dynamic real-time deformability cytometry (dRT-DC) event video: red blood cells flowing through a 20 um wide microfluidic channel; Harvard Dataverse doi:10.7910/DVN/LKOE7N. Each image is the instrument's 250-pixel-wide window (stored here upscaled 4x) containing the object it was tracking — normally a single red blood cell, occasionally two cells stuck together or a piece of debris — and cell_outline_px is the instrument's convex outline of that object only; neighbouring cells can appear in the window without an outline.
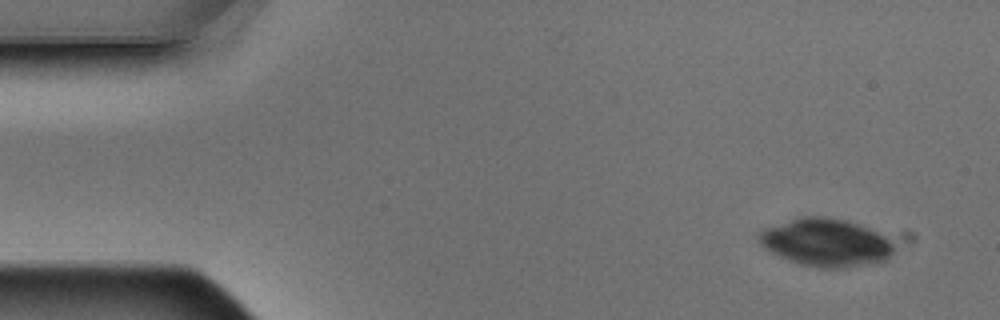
{"species": "Egyptian fruit bat (a non-hibernating species)", "species_latin": "Rousettus aegyptiacus", "temperature_condition": "warm", "stored_images_in_passage": 5, "camera_frame_rate_fps": 3000, "um_per_image_px": 0.085, "animal": {"sex": "male"}, "frame": {"image": 1, "passage_image": 1, "time_ms": 0.0, "image_size_px": [1000, 320], "cell_outline_px": [[892, 252], [888, 260], [864, 264], [836, 268], [820, 268], [800, 264], [788, 260], [764, 248], [760, 244], [760, 232], [764, 228], [804, 216], [824, 216], [848, 220], [888, 236], [892, 244]], "centroid_in_image_um": [70.21, 20.61], "position_along_channel_um": 14.8, "area_um2": 37.28}}